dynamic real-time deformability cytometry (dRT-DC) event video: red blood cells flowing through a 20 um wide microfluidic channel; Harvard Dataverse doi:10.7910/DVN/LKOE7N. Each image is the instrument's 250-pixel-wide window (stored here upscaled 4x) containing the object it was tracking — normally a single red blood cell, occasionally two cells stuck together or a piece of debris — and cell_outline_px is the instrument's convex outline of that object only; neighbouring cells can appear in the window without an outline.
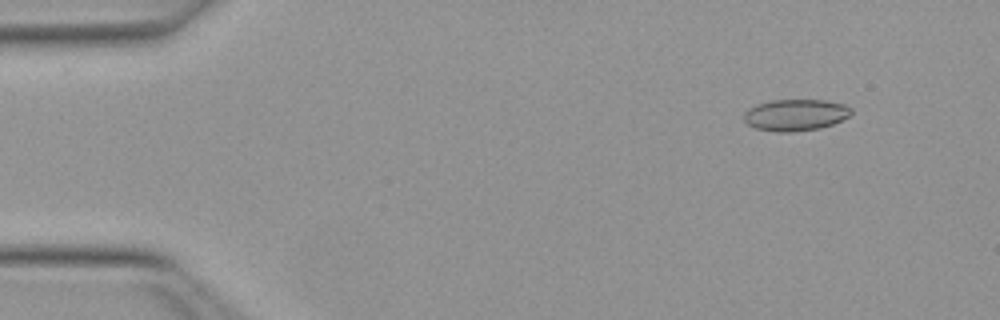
{"species": "Egyptian fruit bat (a non-hibernating species)", "species_latin": "Rousettus aegyptiacus", "temperature_condition": "warm", "stored_images_in_passage": 51, "camera_frame_rate_fps": 3000, "um_per_image_px": 0.085, "animal": {"sex": "female"}, "frame": {"image": 1, "passage_image": 5, "time_ms": 1.333, "image_size_px": [1000, 320], "cell_outline_px": [[852, 112], [848, 116], [832, 124], [820, 128], [792, 132], [776, 132], [756, 128], [748, 124], [744, 120], [744, 112], [748, 108], [772, 100], [824, 100], [844, 104], [852, 108]], "centroid_in_image_um": [67.61, 9.77], "position_along_channel_um": 17.4, "area_um2": 19.59}}
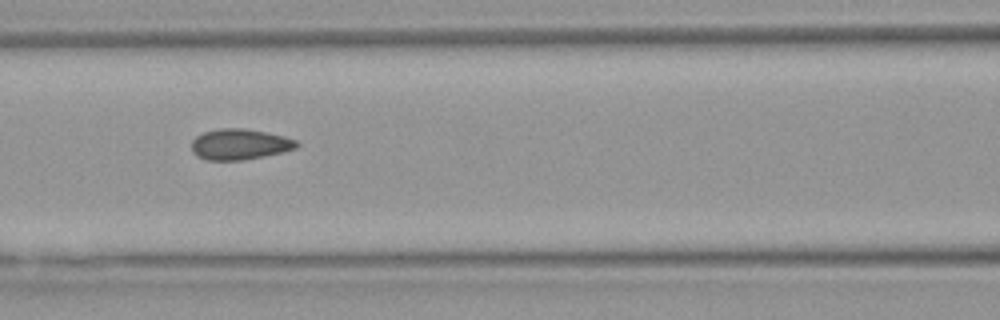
{"frame": {"image": 2, "passage_image": 22, "time_ms": 7.0, "image_size_px": [1000, 320], "cell_outline_px": [[300, 144], [296, 148], [284, 152], [244, 160], [204, 160], [196, 156], [192, 152], [192, 140], [196, 136], [204, 132], [220, 128], [244, 128], [284, 136], [296, 140]], "centroid_in_image_um": [20.36, 12.27], "position_along_channel_um": 146.2, "area_um2": 18.96}}
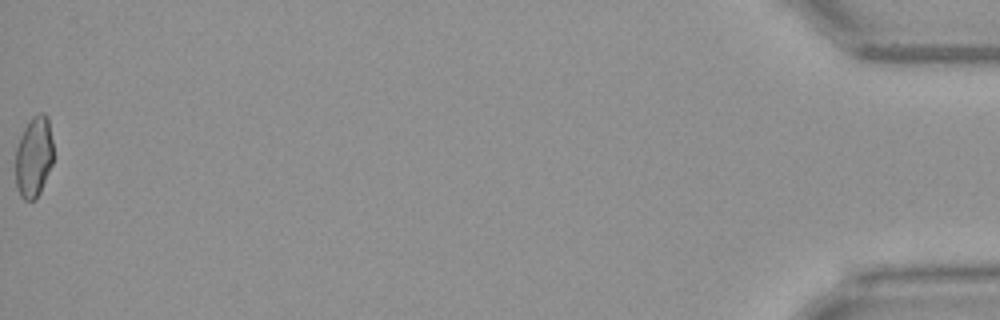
{"frame": {"image": 3, "passage_image": 51, "time_ms": 16.667, "image_size_px": [1000, 320], "cell_outline_px": [[52, 164], [40, 192], [36, 200], [24, 200], [20, 196], [16, 188], [16, 148], [20, 136], [28, 120], [32, 116], [40, 112], [44, 112], [48, 116], [52, 140]], "centroid_in_image_um": [2.87, 13.31], "position_along_channel_um": 432.3, "area_um2": 17.98}, "authors_computed_cell_mechanics": {"area_um2": 18.6116, "velocity_mm_per_s": 4.0219, "shape_relaxation_time_tau1_ms": null, "shape_relaxation_time_tau2_ms": 0.9181, "deformation_change_tau1": null, "deformation_change_tau2": 0.0611}}